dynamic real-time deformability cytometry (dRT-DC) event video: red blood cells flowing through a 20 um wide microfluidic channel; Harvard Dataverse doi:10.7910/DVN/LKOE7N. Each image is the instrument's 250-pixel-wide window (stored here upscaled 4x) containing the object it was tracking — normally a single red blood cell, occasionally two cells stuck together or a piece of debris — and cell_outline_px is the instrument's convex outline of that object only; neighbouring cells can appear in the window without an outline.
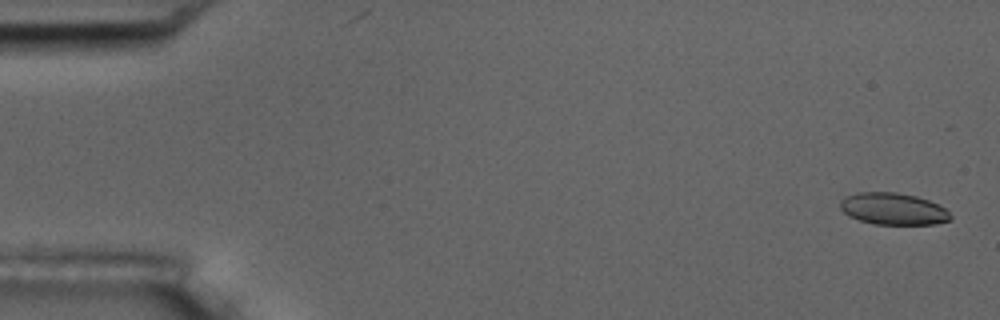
{"species": "common noctule bat (a hibernating species)", "species_latin": "Nyctalus noctula", "temperature_condition": "room temperature", "stored_images_in_passage": 5, "camera_frame_rate_fps": 3000, "um_per_image_px": 0.085, "animal": {"sex": "male", "body_mass_g": 17.5, "forearm_length_mm": 52.3}, "frame": {"image": 1, "passage_image": 1, "time_ms": 0.0, "image_size_px": [1000, 320], "cell_outline_px": [[952, 220], [936, 224], [876, 224], [860, 220], [848, 216], [840, 208], [840, 200], [844, 196], [856, 192], [896, 192], [916, 196], [928, 200], [944, 208], [952, 216]], "centroid_in_image_um": [75.9, 17.75], "position_along_channel_um": 9.1, "area_um2": 20.52}}
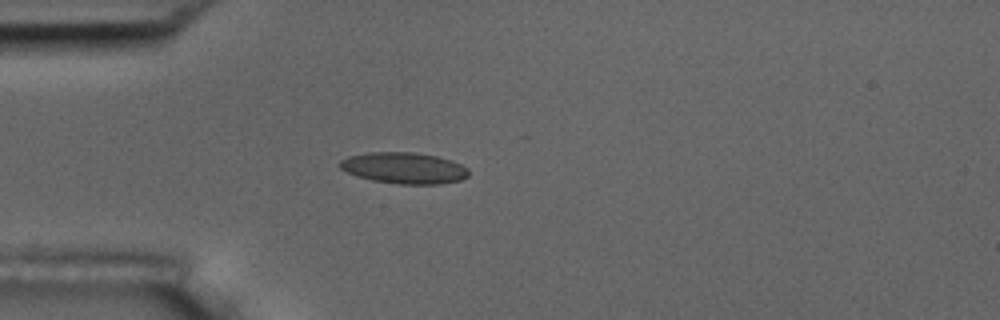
{"frame": {"image": 2, "passage_image": 5, "time_ms": 4.667, "image_size_px": [1000, 320], "cell_outline_px": [[468, 176], [460, 180], [440, 184], [400, 184], [372, 180], [356, 176], [340, 168], [340, 160], [348, 156], [368, 152], [416, 152], [436, 156], [452, 160], [468, 168]], "centroid_in_image_um": [34.35, 14.27], "position_along_channel_um": 50.7, "area_um2": 23.47}}